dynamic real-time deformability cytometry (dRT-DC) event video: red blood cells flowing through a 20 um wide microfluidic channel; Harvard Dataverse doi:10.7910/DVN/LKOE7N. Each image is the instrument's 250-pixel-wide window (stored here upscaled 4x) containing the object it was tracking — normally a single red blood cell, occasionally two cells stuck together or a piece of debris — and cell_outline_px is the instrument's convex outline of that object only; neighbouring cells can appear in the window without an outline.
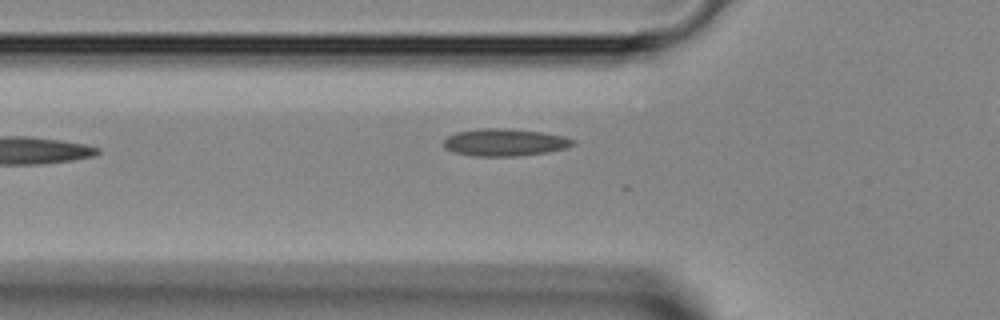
{"species": "Egyptian fruit bat (a non-hibernating species)", "species_latin": "Rousettus aegyptiacus", "temperature_condition": "room temperature", "stored_images_in_passage": 25, "camera_frame_rate_fps": 3000, "um_per_image_px": 0.085, "animal": {"sex": "female"}, "frame": {"image": 1, "passage_image": 3, "time_ms": 0.667, "image_size_px": [1000, 320], "cell_outline_px": [[576, 144], [564, 148], [548, 152], [520, 156], [472, 156], [452, 152], [444, 148], [444, 140], [448, 136], [456, 132], [480, 128], [504, 128], [544, 132], [564, 136], [576, 140]], "centroid_in_image_um": [42.91, 12.1], "position_along_channel_um": 82.9, "area_um2": 20.81}}
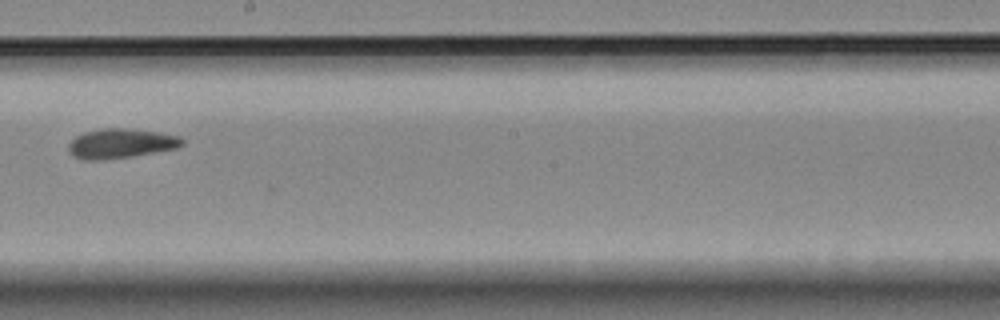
{"frame": {"image": 2, "passage_image": 13, "time_ms": 4.0, "image_size_px": [1000, 320], "cell_outline_px": [[184, 144], [176, 148], [132, 156], [104, 160], [84, 160], [72, 156], [68, 152], [68, 144], [76, 136], [84, 132], [100, 128], [124, 128], [160, 132], [180, 136], [184, 140]], "centroid_in_image_um": [10.24, 12.19], "position_along_channel_um": 238.0, "area_um2": 19.77}}
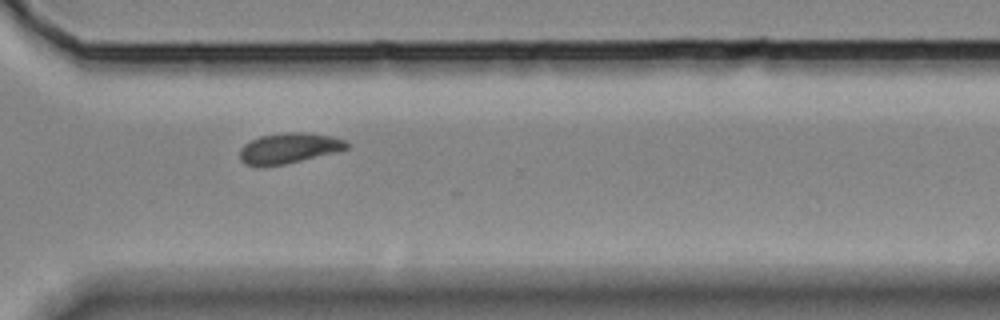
{"frame": {"image": 3, "passage_image": 20, "time_ms": 6.333, "image_size_px": [1000, 320], "cell_outline_px": [[352, 144], [348, 148], [340, 152], [284, 164], [264, 168], [256, 168], [244, 164], [240, 160], [240, 148], [244, 144], [260, 136], [284, 132], [308, 132], [332, 136], [348, 140]], "centroid_in_image_um": [24.59, 12.61], "position_along_channel_um": 346.0, "area_um2": 19.77}}